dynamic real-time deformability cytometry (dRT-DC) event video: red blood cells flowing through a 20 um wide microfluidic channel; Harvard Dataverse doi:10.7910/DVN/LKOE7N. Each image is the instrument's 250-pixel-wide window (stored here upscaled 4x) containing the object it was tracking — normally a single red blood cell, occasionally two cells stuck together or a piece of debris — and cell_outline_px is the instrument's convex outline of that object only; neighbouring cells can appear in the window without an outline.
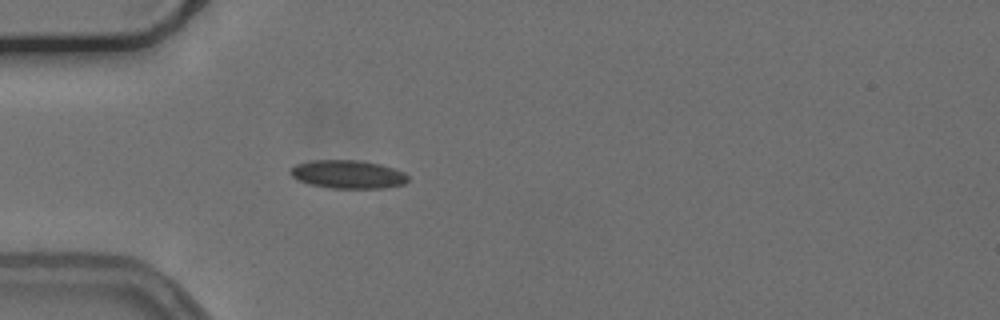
{"species": "common noctule bat (a hibernating species)", "species_latin": "Nyctalus noctula", "temperature_condition": "cold", "stored_images_in_passage": 39, "camera_frame_rate_fps": 3000, "um_per_image_px": 0.085, "animal": {"sex": "female", "body_mass_g": 24.6, "forearm_length_mm": 56.2}, "frame": {"image": 1, "passage_image": 1, "time_ms": 0.0, "image_size_px": [1000, 320], "cell_outline_px": [[408, 180], [404, 184], [384, 188], [332, 188], [308, 184], [292, 176], [288, 172], [296, 164], [312, 160], [360, 160], [380, 164], [404, 172], [408, 176]], "centroid_in_image_um": [29.57, 14.81], "position_along_channel_um": 55.4, "area_um2": 19.36}}
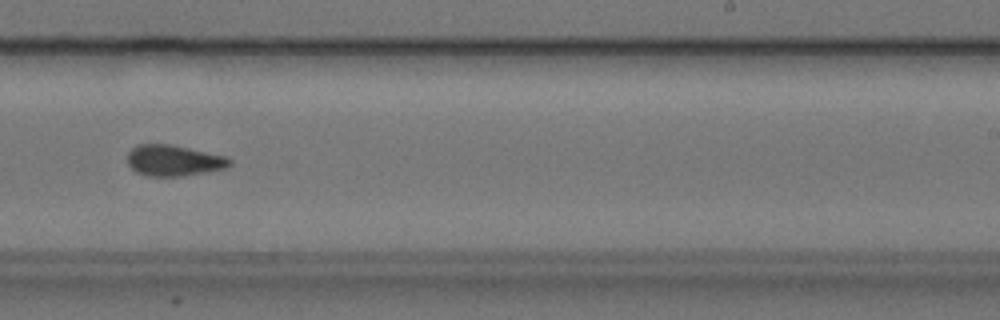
{"frame": {"image": 2, "passage_image": 19, "time_ms": 6.0, "image_size_px": [1000, 320], "cell_outline_px": [[232, 164], [224, 168], [184, 176], [148, 176], [136, 172], [128, 164], [128, 152], [136, 144], [172, 144], [228, 156], [232, 160]], "centroid_in_image_um": [14.78, 13.63], "position_along_channel_um": 274.2, "area_um2": 18.61}}
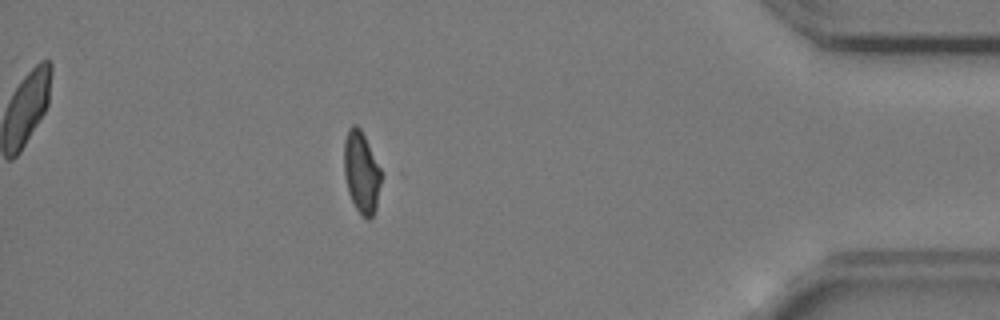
{"frame": {"image": 3, "passage_image": 33, "time_ms": 10.667, "image_size_px": [1000, 320], "cell_outline_px": [[388, 172], [376, 208], [372, 216], [368, 220], [364, 220], [356, 208], [348, 192], [344, 176], [344, 140], [348, 128], [352, 124], [356, 124], [360, 128]], "centroid_in_image_um": [30.84, 14.63], "position_along_channel_um": 404.4, "area_um2": 19.42}, "authors_computed_cell_mechanics": {"area_um2": 18.4382, "velocity_mm_per_s": 3.7618, "shape_relaxation_time_tau1_ms": null, "shape_relaxation_time_tau2_ms": 2.1375, "deformation_change_tau1": null, "deformation_change_tau2": 0.0676}}